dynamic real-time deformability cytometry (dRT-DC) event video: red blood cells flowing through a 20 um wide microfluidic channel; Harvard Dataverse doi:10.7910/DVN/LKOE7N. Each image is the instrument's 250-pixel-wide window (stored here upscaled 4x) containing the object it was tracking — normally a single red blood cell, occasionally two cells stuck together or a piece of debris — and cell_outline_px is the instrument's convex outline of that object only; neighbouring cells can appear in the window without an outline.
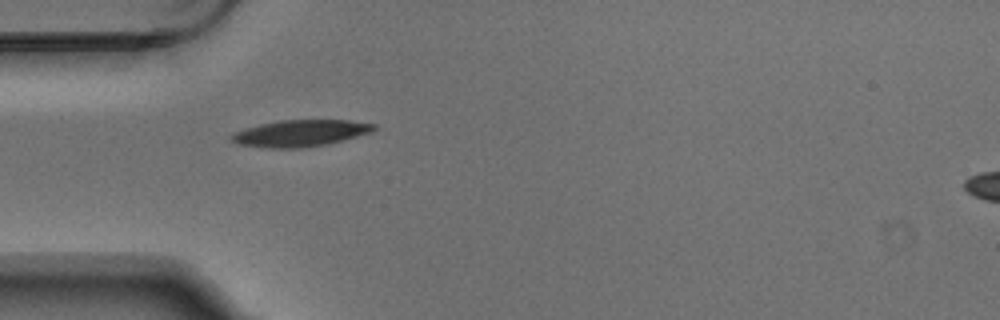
{"species": "Egyptian fruit bat (a non-hibernating species)", "species_latin": "Rousettus aegyptiacus", "temperature_condition": "warm", "stored_images_in_passage": 6, "segment_of_instrument_passage": [1, 2], "camera_frame_rate_fps": 3000, "um_per_image_px": 0.085, "animal": {"sex": "male"}, "frame": {"image": 1, "passage_image": 5, "time_ms": 1.333, "image_size_px": [1000, 320], "cell_outline_px": [[376, 128], [372, 132], [328, 144], [304, 148], [268, 148], [236, 144], [228, 136], [244, 128], [260, 124], [280, 120], [348, 120], [376, 124]], "centroid_in_image_um": [25.52, 11.33], "position_along_channel_um": 59.5, "area_um2": 22.2}}